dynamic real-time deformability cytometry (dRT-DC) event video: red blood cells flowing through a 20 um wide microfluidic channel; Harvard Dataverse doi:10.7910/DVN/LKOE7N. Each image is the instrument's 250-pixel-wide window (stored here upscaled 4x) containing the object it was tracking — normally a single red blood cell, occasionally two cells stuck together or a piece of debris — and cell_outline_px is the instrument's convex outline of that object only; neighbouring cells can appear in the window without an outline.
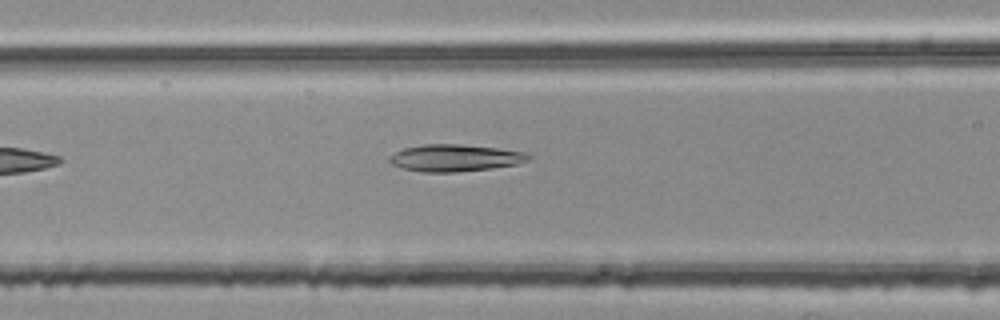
{"species": "common noctule bat (a hibernating species)", "species_latin": "Nyctalus noctula", "temperature_condition": "room temperature", "stored_images_in_passage": 5, "camera_frame_rate_fps": 3000, "um_per_image_px": 0.085, "animal": {"sex": "female", "body_mass_g": 25.1}, "frame": {"image": 1, "passage_image": 5, "time_ms": 1.333, "image_size_px": [1000, 320], "cell_outline_px": [[532, 156], [528, 160], [516, 164], [492, 168], [456, 172], [420, 172], [400, 168], [392, 164], [388, 160], [388, 156], [404, 148], [424, 144], [460, 144], [496, 148], [524, 152]], "centroid_in_image_um": [38.63, 13.43], "position_along_channel_um": 128.0, "area_um2": 21.85}}